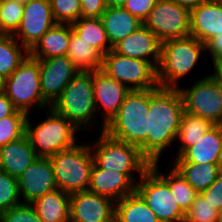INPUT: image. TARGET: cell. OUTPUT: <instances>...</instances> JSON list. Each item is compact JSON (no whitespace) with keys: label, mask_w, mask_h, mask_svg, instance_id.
<instances>
[{"label":"cell","mask_w":222,"mask_h":222,"mask_svg":"<svg viewBox=\"0 0 222 222\" xmlns=\"http://www.w3.org/2000/svg\"><path fill=\"white\" fill-rule=\"evenodd\" d=\"M184 102L179 88H150L147 159L159 162L163 151L176 141Z\"/></svg>","instance_id":"obj_1"},{"label":"cell","mask_w":222,"mask_h":222,"mask_svg":"<svg viewBox=\"0 0 222 222\" xmlns=\"http://www.w3.org/2000/svg\"><path fill=\"white\" fill-rule=\"evenodd\" d=\"M149 103L150 89L130 90L119 111L104 128L110 137L138 146L146 158Z\"/></svg>","instance_id":"obj_2"},{"label":"cell","mask_w":222,"mask_h":222,"mask_svg":"<svg viewBox=\"0 0 222 222\" xmlns=\"http://www.w3.org/2000/svg\"><path fill=\"white\" fill-rule=\"evenodd\" d=\"M51 108L69 120L79 131L84 128L86 132L93 124L101 127L100 132L104 131L105 124L96 123L98 113L95 108L93 72L79 71Z\"/></svg>","instance_id":"obj_3"},{"label":"cell","mask_w":222,"mask_h":222,"mask_svg":"<svg viewBox=\"0 0 222 222\" xmlns=\"http://www.w3.org/2000/svg\"><path fill=\"white\" fill-rule=\"evenodd\" d=\"M205 44L189 35L161 42L160 62L157 67L158 86L179 88V80L196 66Z\"/></svg>","instance_id":"obj_4"},{"label":"cell","mask_w":222,"mask_h":222,"mask_svg":"<svg viewBox=\"0 0 222 222\" xmlns=\"http://www.w3.org/2000/svg\"><path fill=\"white\" fill-rule=\"evenodd\" d=\"M90 148L94 163L99 168L124 173L135 185L151 166L138 146L116 140L104 131L90 144ZM136 172L139 173V179L135 178L137 175L134 176Z\"/></svg>","instance_id":"obj_5"},{"label":"cell","mask_w":222,"mask_h":222,"mask_svg":"<svg viewBox=\"0 0 222 222\" xmlns=\"http://www.w3.org/2000/svg\"><path fill=\"white\" fill-rule=\"evenodd\" d=\"M47 119L33 126L27 115L25 135L39 157H49L75 146L79 130L65 117L52 108L46 109ZM76 135V136H75Z\"/></svg>","instance_id":"obj_6"},{"label":"cell","mask_w":222,"mask_h":222,"mask_svg":"<svg viewBox=\"0 0 222 222\" xmlns=\"http://www.w3.org/2000/svg\"><path fill=\"white\" fill-rule=\"evenodd\" d=\"M58 189L72 194L87 191L94 158L90 143L76 144L72 148L49 156Z\"/></svg>","instance_id":"obj_7"},{"label":"cell","mask_w":222,"mask_h":222,"mask_svg":"<svg viewBox=\"0 0 222 222\" xmlns=\"http://www.w3.org/2000/svg\"><path fill=\"white\" fill-rule=\"evenodd\" d=\"M3 92L17 110L27 115L32 109L44 111L51 108L42 96L39 61L30 55L4 79Z\"/></svg>","instance_id":"obj_8"},{"label":"cell","mask_w":222,"mask_h":222,"mask_svg":"<svg viewBox=\"0 0 222 222\" xmlns=\"http://www.w3.org/2000/svg\"><path fill=\"white\" fill-rule=\"evenodd\" d=\"M101 70L130 90L157 88V69L150 63L110 50L103 55Z\"/></svg>","instance_id":"obj_9"},{"label":"cell","mask_w":222,"mask_h":222,"mask_svg":"<svg viewBox=\"0 0 222 222\" xmlns=\"http://www.w3.org/2000/svg\"><path fill=\"white\" fill-rule=\"evenodd\" d=\"M193 85L179 87L185 112L222 125V87L211 75L195 79Z\"/></svg>","instance_id":"obj_10"},{"label":"cell","mask_w":222,"mask_h":222,"mask_svg":"<svg viewBox=\"0 0 222 222\" xmlns=\"http://www.w3.org/2000/svg\"><path fill=\"white\" fill-rule=\"evenodd\" d=\"M135 191L160 222H184L185 213L176 203L169 185L151 167L141 176Z\"/></svg>","instance_id":"obj_11"},{"label":"cell","mask_w":222,"mask_h":222,"mask_svg":"<svg viewBox=\"0 0 222 222\" xmlns=\"http://www.w3.org/2000/svg\"><path fill=\"white\" fill-rule=\"evenodd\" d=\"M191 11L172 0H157L143 24L163 42L190 35Z\"/></svg>","instance_id":"obj_12"},{"label":"cell","mask_w":222,"mask_h":222,"mask_svg":"<svg viewBox=\"0 0 222 222\" xmlns=\"http://www.w3.org/2000/svg\"><path fill=\"white\" fill-rule=\"evenodd\" d=\"M56 24L49 0H29L14 38L30 51L40 38Z\"/></svg>","instance_id":"obj_13"},{"label":"cell","mask_w":222,"mask_h":222,"mask_svg":"<svg viewBox=\"0 0 222 222\" xmlns=\"http://www.w3.org/2000/svg\"><path fill=\"white\" fill-rule=\"evenodd\" d=\"M37 60L40 66V88L42 96L52 106L79 70L67 55Z\"/></svg>","instance_id":"obj_14"},{"label":"cell","mask_w":222,"mask_h":222,"mask_svg":"<svg viewBox=\"0 0 222 222\" xmlns=\"http://www.w3.org/2000/svg\"><path fill=\"white\" fill-rule=\"evenodd\" d=\"M70 218L75 222H115V202L88 190L72 193Z\"/></svg>","instance_id":"obj_15"},{"label":"cell","mask_w":222,"mask_h":222,"mask_svg":"<svg viewBox=\"0 0 222 222\" xmlns=\"http://www.w3.org/2000/svg\"><path fill=\"white\" fill-rule=\"evenodd\" d=\"M22 203H32L46 193L58 189L49 157H39L18 178Z\"/></svg>","instance_id":"obj_16"},{"label":"cell","mask_w":222,"mask_h":222,"mask_svg":"<svg viewBox=\"0 0 222 222\" xmlns=\"http://www.w3.org/2000/svg\"><path fill=\"white\" fill-rule=\"evenodd\" d=\"M93 89L96 111L102 108V120L106 125L119 111L130 89L101 69L93 71Z\"/></svg>","instance_id":"obj_17"},{"label":"cell","mask_w":222,"mask_h":222,"mask_svg":"<svg viewBox=\"0 0 222 222\" xmlns=\"http://www.w3.org/2000/svg\"><path fill=\"white\" fill-rule=\"evenodd\" d=\"M112 50L130 58L150 62L157 69L160 62L161 41L142 24L134 33L116 43Z\"/></svg>","instance_id":"obj_18"},{"label":"cell","mask_w":222,"mask_h":222,"mask_svg":"<svg viewBox=\"0 0 222 222\" xmlns=\"http://www.w3.org/2000/svg\"><path fill=\"white\" fill-rule=\"evenodd\" d=\"M136 185L118 171L99 168L95 163L91 170L88 191L117 202L135 192Z\"/></svg>","instance_id":"obj_19"},{"label":"cell","mask_w":222,"mask_h":222,"mask_svg":"<svg viewBox=\"0 0 222 222\" xmlns=\"http://www.w3.org/2000/svg\"><path fill=\"white\" fill-rule=\"evenodd\" d=\"M222 32V3L206 0L191 10L190 35L205 45Z\"/></svg>","instance_id":"obj_20"},{"label":"cell","mask_w":222,"mask_h":222,"mask_svg":"<svg viewBox=\"0 0 222 222\" xmlns=\"http://www.w3.org/2000/svg\"><path fill=\"white\" fill-rule=\"evenodd\" d=\"M222 147V125H213L196 144L188 147L173 163L216 164Z\"/></svg>","instance_id":"obj_21"},{"label":"cell","mask_w":222,"mask_h":222,"mask_svg":"<svg viewBox=\"0 0 222 222\" xmlns=\"http://www.w3.org/2000/svg\"><path fill=\"white\" fill-rule=\"evenodd\" d=\"M38 158L26 135L0 147V166L3 172L17 179Z\"/></svg>","instance_id":"obj_22"},{"label":"cell","mask_w":222,"mask_h":222,"mask_svg":"<svg viewBox=\"0 0 222 222\" xmlns=\"http://www.w3.org/2000/svg\"><path fill=\"white\" fill-rule=\"evenodd\" d=\"M108 40L113 47L120 40L134 33L143 23L124 7L107 6L101 15Z\"/></svg>","instance_id":"obj_23"},{"label":"cell","mask_w":222,"mask_h":222,"mask_svg":"<svg viewBox=\"0 0 222 222\" xmlns=\"http://www.w3.org/2000/svg\"><path fill=\"white\" fill-rule=\"evenodd\" d=\"M71 36V24L56 23L29 51L35 59H47L67 54Z\"/></svg>","instance_id":"obj_24"},{"label":"cell","mask_w":222,"mask_h":222,"mask_svg":"<svg viewBox=\"0 0 222 222\" xmlns=\"http://www.w3.org/2000/svg\"><path fill=\"white\" fill-rule=\"evenodd\" d=\"M42 222H67L70 219V194L57 189L30 203Z\"/></svg>","instance_id":"obj_25"},{"label":"cell","mask_w":222,"mask_h":222,"mask_svg":"<svg viewBox=\"0 0 222 222\" xmlns=\"http://www.w3.org/2000/svg\"><path fill=\"white\" fill-rule=\"evenodd\" d=\"M115 222H160V220L135 191L115 202Z\"/></svg>","instance_id":"obj_26"},{"label":"cell","mask_w":222,"mask_h":222,"mask_svg":"<svg viewBox=\"0 0 222 222\" xmlns=\"http://www.w3.org/2000/svg\"><path fill=\"white\" fill-rule=\"evenodd\" d=\"M67 57L79 71L93 72L102 67L103 55L72 30Z\"/></svg>","instance_id":"obj_27"},{"label":"cell","mask_w":222,"mask_h":222,"mask_svg":"<svg viewBox=\"0 0 222 222\" xmlns=\"http://www.w3.org/2000/svg\"><path fill=\"white\" fill-rule=\"evenodd\" d=\"M71 26L78 37L88 42L102 55L112 50L101 18L81 17Z\"/></svg>","instance_id":"obj_28"},{"label":"cell","mask_w":222,"mask_h":222,"mask_svg":"<svg viewBox=\"0 0 222 222\" xmlns=\"http://www.w3.org/2000/svg\"><path fill=\"white\" fill-rule=\"evenodd\" d=\"M158 163L153 162L150 167L169 185L176 203L186 213L199 193L172 165L166 174L164 172L160 173Z\"/></svg>","instance_id":"obj_29"},{"label":"cell","mask_w":222,"mask_h":222,"mask_svg":"<svg viewBox=\"0 0 222 222\" xmlns=\"http://www.w3.org/2000/svg\"><path fill=\"white\" fill-rule=\"evenodd\" d=\"M172 166L198 193L206 190L220 175L216 164L173 163Z\"/></svg>","instance_id":"obj_30"},{"label":"cell","mask_w":222,"mask_h":222,"mask_svg":"<svg viewBox=\"0 0 222 222\" xmlns=\"http://www.w3.org/2000/svg\"><path fill=\"white\" fill-rule=\"evenodd\" d=\"M29 51L12 34L0 33V76L8 78L27 58Z\"/></svg>","instance_id":"obj_31"},{"label":"cell","mask_w":222,"mask_h":222,"mask_svg":"<svg viewBox=\"0 0 222 222\" xmlns=\"http://www.w3.org/2000/svg\"><path fill=\"white\" fill-rule=\"evenodd\" d=\"M212 126L210 121L184 111L176 138L180 146L178 152L175 151V157H179L188 147L196 144V141L201 139Z\"/></svg>","instance_id":"obj_32"},{"label":"cell","mask_w":222,"mask_h":222,"mask_svg":"<svg viewBox=\"0 0 222 222\" xmlns=\"http://www.w3.org/2000/svg\"><path fill=\"white\" fill-rule=\"evenodd\" d=\"M27 114L16 110L11 116L0 120V147L25 135Z\"/></svg>","instance_id":"obj_33"},{"label":"cell","mask_w":222,"mask_h":222,"mask_svg":"<svg viewBox=\"0 0 222 222\" xmlns=\"http://www.w3.org/2000/svg\"><path fill=\"white\" fill-rule=\"evenodd\" d=\"M24 4L2 0L0 7V33L13 34L23 17Z\"/></svg>","instance_id":"obj_34"},{"label":"cell","mask_w":222,"mask_h":222,"mask_svg":"<svg viewBox=\"0 0 222 222\" xmlns=\"http://www.w3.org/2000/svg\"><path fill=\"white\" fill-rule=\"evenodd\" d=\"M21 203L18 179L3 172L0 175V213Z\"/></svg>","instance_id":"obj_35"},{"label":"cell","mask_w":222,"mask_h":222,"mask_svg":"<svg viewBox=\"0 0 222 222\" xmlns=\"http://www.w3.org/2000/svg\"><path fill=\"white\" fill-rule=\"evenodd\" d=\"M56 23L72 24L81 18L80 0H49Z\"/></svg>","instance_id":"obj_36"},{"label":"cell","mask_w":222,"mask_h":222,"mask_svg":"<svg viewBox=\"0 0 222 222\" xmlns=\"http://www.w3.org/2000/svg\"><path fill=\"white\" fill-rule=\"evenodd\" d=\"M184 222H217V210L199 193L186 211Z\"/></svg>","instance_id":"obj_37"},{"label":"cell","mask_w":222,"mask_h":222,"mask_svg":"<svg viewBox=\"0 0 222 222\" xmlns=\"http://www.w3.org/2000/svg\"><path fill=\"white\" fill-rule=\"evenodd\" d=\"M0 222H42L30 203H21L0 213Z\"/></svg>","instance_id":"obj_38"},{"label":"cell","mask_w":222,"mask_h":222,"mask_svg":"<svg viewBox=\"0 0 222 222\" xmlns=\"http://www.w3.org/2000/svg\"><path fill=\"white\" fill-rule=\"evenodd\" d=\"M156 2L157 0H127L123 7L143 23Z\"/></svg>","instance_id":"obj_39"},{"label":"cell","mask_w":222,"mask_h":222,"mask_svg":"<svg viewBox=\"0 0 222 222\" xmlns=\"http://www.w3.org/2000/svg\"><path fill=\"white\" fill-rule=\"evenodd\" d=\"M206 201L217 211L222 208V174L204 191L201 192Z\"/></svg>","instance_id":"obj_40"},{"label":"cell","mask_w":222,"mask_h":222,"mask_svg":"<svg viewBox=\"0 0 222 222\" xmlns=\"http://www.w3.org/2000/svg\"><path fill=\"white\" fill-rule=\"evenodd\" d=\"M81 17L101 18L107 8L105 0H80Z\"/></svg>","instance_id":"obj_41"},{"label":"cell","mask_w":222,"mask_h":222,"mask_svg":"<svg viewBox=\"0 0 222 222\" xmlns=\"http://www.w3.org/2000/svg\"><path fill=\"white\" fill-rule=\"evenodd\" d=\"M205 50L212 58V63L222 60V32L205 45Z\"/></svg>","instance_id":"obj_42"},{"label":"cell","mask_w":222,"mask_h":222,"mask_svg":"<svg viewBox=\"0 0 222 222\" xmlns=\"http://www.w3.org/2000/svg\"><path fill=\"white\" fill-rule=\"evenodd\" d=\"M16 110L6 94L3 91L0 92V120L11 116Z\"/></svg>","instance_id":"obj_43"},{"label":"cell","mask_w":222,"mask_h":222,"mask_svg":"<svg viewBox=\"0 0 222 222\" xmlns=\"http://www.w3.org/2000/svg\"><path fill=\"white\" fill-rule=\"evenodd\" d=\"M188 10H193L206 0H172Z\"/></svg>","instance_id":"obj_44"},{"label":"cell","mask_w":222,"mask_h":222,"mask_svg":"<svg viewBox=\"0 0 222 222\" xmlns=\"http://www.w3.org/2000/svg\"><path fill=\"white\" fill-rule=\"evenodd\" d=\"M214 70L212 71V76L218 81L222 87V60L213 63Z\"/></svg>","instance_id":"obj_45"},{"label":"cell","mask_w":222,"mask_h":222,"mask_svg":"<svg viewBox=\"0 0 222 222\" xmlns=\"http://www.w3.org/2000/svg\"><path fill=\"white\" fill-rule=\"evenodd\" d=\"M106 1V5L107 6H111V7H123L127 0H105Z\"/></svg>","instance_id":"obj_46"},{"label":"cell","mask_w":222,"mask_h":222,"mask_svg":"<svg viewBox=\"0 0 222 222\" xmlns=\"http://www.w3.org/2000/svg\"><path fill=\"white\" fill-rule=\"evenodd\" d=\"M216 165L218 167L219 174H222V147Z\"/></svg>","instance_id":"obj_47"},{"label":"cell","mask_w":222,"mask_h":222,"mask_svg":"<svg viewBox=\"0 0 222 222\" xmlns=\"http://www.w3.org/2000/svg\"><path fill=\"white\" fill-rule=\"evenodd\" d=\"M217 222H222V208L217 211Z\"/></svg>","instance_id":"obj_48"},{"label":"cell","mask_w":222,"mask_h":222,"mask_svg":"<svg viewBox=\"0 0 222 222\" xmlns=\"http://www.w3.org/2000/svg\"><path fill=\"white\" fill-rule=\"evenodd\" d=\"M3 89H4V78H2V77L0 76V92H2Z\"/></svg>","instance_id":"obj_49"},{"label":"cell","mask_w":222,"mask_h":222,"mask_svg":"<svg viewBox=\"0 0 222 222\" xmlns=\"http://www.w3.org/2000/svg\"><path fill=\"white\" fill-rule=\"evenodd\" d=\"M10 1H15V2L22 3V4H26L29 0H10Z\"/></svg>","instance_id":"obj_50"},{"label":"cell","mask_w":222,"mask_h":222,"mask_svg":"<svg viewBox=\"0 0 222 222\" xmlns=\"http://www.w3.org/2000/svg\"><path fill=\"white\" fill-rule=\"evenodd\" d=\"M212 1L222 3V0H212Z\"/></svg>","instance_id":"obj_51"},{"label":"cell","mask_w":222,"mask_h":222,"mask_svg":"<svg viewBox=\"0 0 222 222\" xmlns=\"http://www.w3.org/2000/svg\"><path fill=\"white\" fill-rule=\"evenodd\" d=\"M3 173L2 167L0 166V175Z\"/></svg>","instance_id":"obj_52"},{"label":"cell","mask_w":222,"mask_h":222,"mask_svg":"<svg viewBox=\"0 0 222 222\" xmlns=\"http://www.w3.org/2000/svg\"><path fill=\"white\" fill-rule=\"evenodd\" d=\"M67 222H75V221H73V220L70 218Z\"/></svg>","instance_id":"obj_53"}]
</instances>
